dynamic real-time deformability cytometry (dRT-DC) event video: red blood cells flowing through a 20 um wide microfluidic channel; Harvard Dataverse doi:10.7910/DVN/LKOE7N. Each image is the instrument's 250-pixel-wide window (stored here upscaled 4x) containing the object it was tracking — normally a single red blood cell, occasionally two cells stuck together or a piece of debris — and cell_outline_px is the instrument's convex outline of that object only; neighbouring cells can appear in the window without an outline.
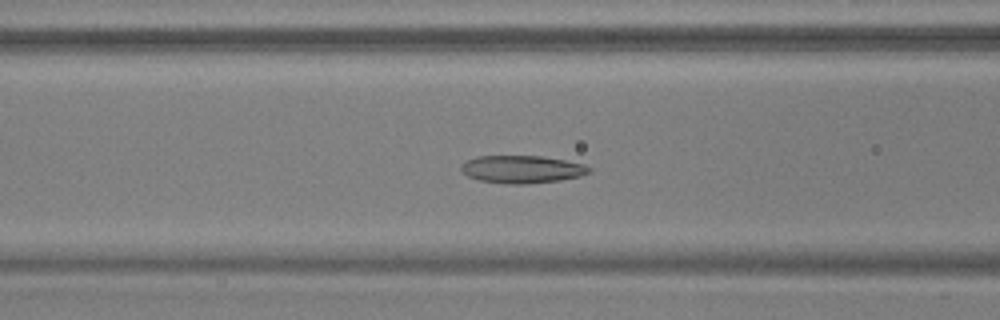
{"species": "common noctule bat (a hibernating species)", "species_latin": "Nyctalus noctula", "temperature_condition": "warm", "stored_images_in_passage": 48, "camera_frame_rate_fps": 3000, "um_per_image_px": 0.085, "animal": {"sex": "male", "body_mass_g": 17.9, "forearm_length_mm": 54.2}, "frame": {"image": 1, "passage_image": 16, "time_ms": 5.0, "image_size_px": [1000, 320], "cell_outline_px": [[592, 172], [580, 176], [560, 180], [528, 184], [512, 184], [480, 180], [468, 176], [460, 168], [460, 164], [464, 160], [476, 156], [544, 156], [584, 164], [592, 168]], "centroid_in_image_um": [44.38, 14.38], "position_along_channel_um": 122.2, "area_um2": 20.75}}
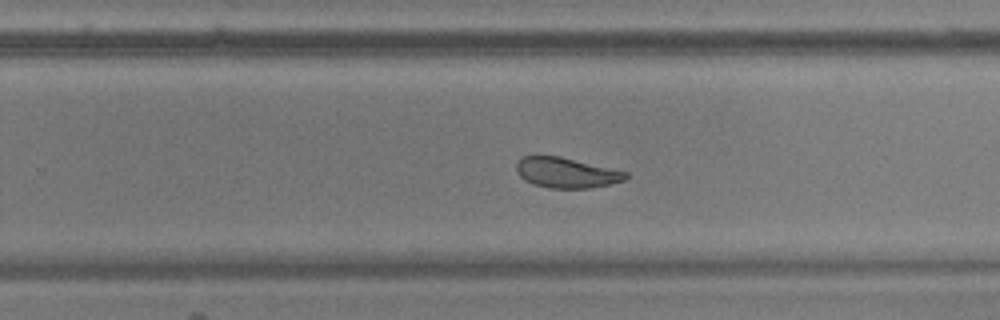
{"frame": {"image": 2, "passage_image": 29, "time_ms": 9.333, "image_size_px": [1000, 320], "cell_outline_px": [[628, 176], [624, 180], [608, 184], [588, 188], [548, 188], [532, 184], [524, 180], [516, 172], [516, 164], [520, 156], [560, 156], [628, 172]], "centroid_in_image_um": [48.09, 14.67], "position_along_channel_um": 281.7, "area_um2": 19.31}}
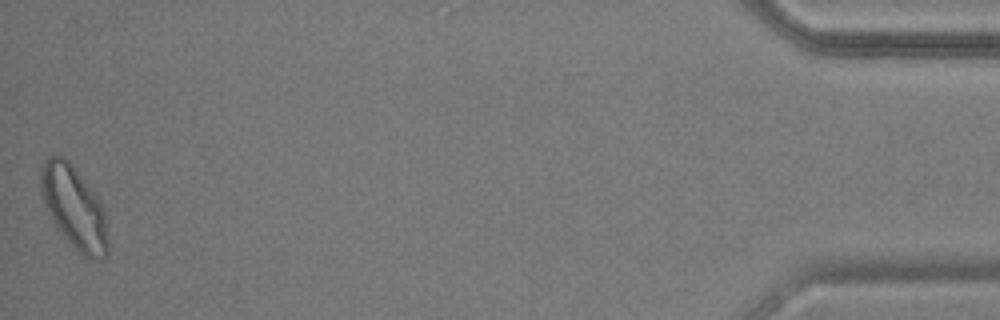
{"frame": {"image": 3, "passage_image": 48, "time_ms": 15.667, "image_size_px": [1000, 320], "cell_outline_px": [[108, 252], [100, 260], [92, 260], [84, 256], [56, 228], [44, 200], [40, 184], [40, 168], [44, 160], [48, 156], [56, 152], [64, 156], [68, 160], [96, 196], [104, 208], [108, 240]], "centroid_in_image_um": [6.29, 17.61], "position_along_channel_um": 428.9, "area_um2": 31.96}, "authors_computed_cell_mechanics": {"area_um2": 21.7039, "velocity_mm_per_s": 3.6858, "shape_relaxation_time_tau1_ms": 2.9425, "shape_relaxation_time_tau2_ms": 1.4939, "deformation_change_tau1": 0.1245, "deformation_change_tau2": 0.0774}}